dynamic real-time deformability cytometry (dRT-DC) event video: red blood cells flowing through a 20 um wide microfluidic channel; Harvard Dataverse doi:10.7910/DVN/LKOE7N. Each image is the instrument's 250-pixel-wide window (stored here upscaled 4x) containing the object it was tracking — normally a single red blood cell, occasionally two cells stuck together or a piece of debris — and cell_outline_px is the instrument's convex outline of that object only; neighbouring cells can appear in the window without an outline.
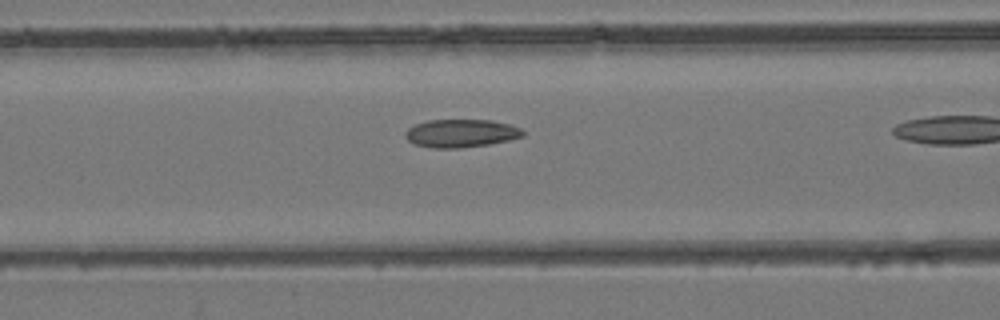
{"species": "common noctule bat (a hibernating species)", "species_latin": "Nyctalus noctula", "temperature_condition": "room temperature", "stored_images_in_passage": 22, "camera_frame_rate_fps": 3000, "um_per_image_px": 0.085, "animal": {"sex": "female", "body_mass_g": 24.6, "forearm_length_mm": 56.2}, "frame": {"image": 1, "passage_image": 16, "time_ms": 5.0, "image_size_px": [1000, 320], "cell_outline_px": [[524, 136], [508, 140], [488, 144], [460, 148], [432, 148], [412, 144], [404, 136], [404, 132], [408, 128], [416, 124], [428, 120], [492, 120], [508, 124], [520, 128], [524, 132]], "centroid_in_image_um": [39.14, 11.33], "position_along_channel_um": 127.5, "area_um2": 19.25}}